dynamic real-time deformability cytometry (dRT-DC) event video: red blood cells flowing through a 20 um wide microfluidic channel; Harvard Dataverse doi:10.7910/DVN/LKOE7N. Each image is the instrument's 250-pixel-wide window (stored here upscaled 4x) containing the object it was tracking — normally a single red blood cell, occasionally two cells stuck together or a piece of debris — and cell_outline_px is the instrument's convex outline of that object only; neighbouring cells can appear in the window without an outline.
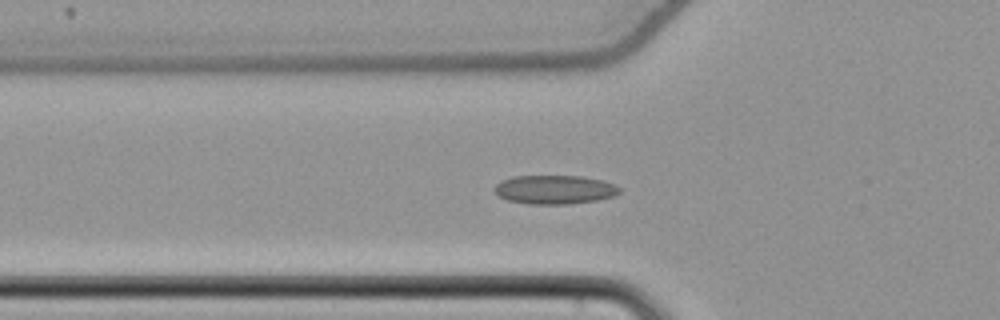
{"species": "common noctule bat (a hibernating species)", "species_latin": "Nyctalus noctula", "temperature_condition": "cold", "stored_images_in_passage": 57, "camera_frame_rate_fps": 3000, "um_per_image_px": 0.085, "animal": {"sex": "female", "body_mass_g": 22.7, "forearm_length_mm": 54.2}, "frame": {"image": 1, "passage_image": 21, "time_ms": 6.667, "image_size_px": [1000, 320], "cell_outline_px": [[620, 192], [616, 196], [596, 200], [568, 204], [528, 204], [508, 200], [500, 196], [492, 188], [500, 180], [512, 176], [580, 176], [600, 180], [616, 184], [620, 188]], "centroid_in_image_um": [47.14, 16.11], "position_along_channel_um": 78.7, "area_um2": 21.1}}
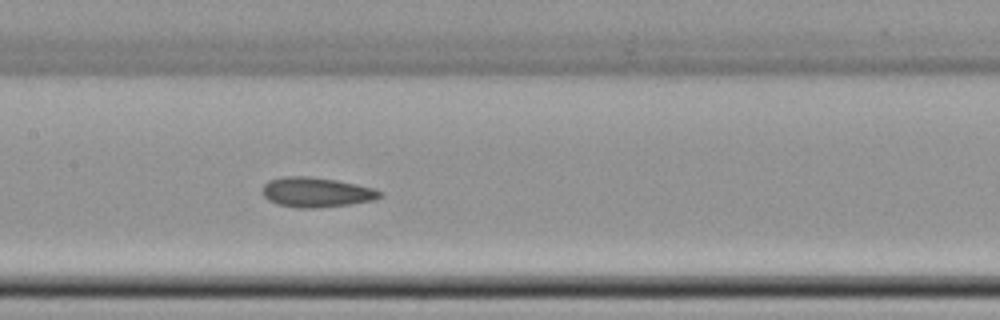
{"frame": {"image": 2, "passage_image": 29, "time_ms": 9.333, "image_size_px": [1000, 320], "cell_outline_px": [[384, 196], [372, 200], [352, 204], [312, 208], [300, 208], [276, 204], [268, 200], [264, 196], [264, 184], [268, 180], [284, 176], [308, 176], [336, 180], [356, 184], [372, 188], [384, 192]], "centroid_in_image_um": [26.9, 16.34], "position_along_channel_um": 180.5, "area_um2": 20.4}}
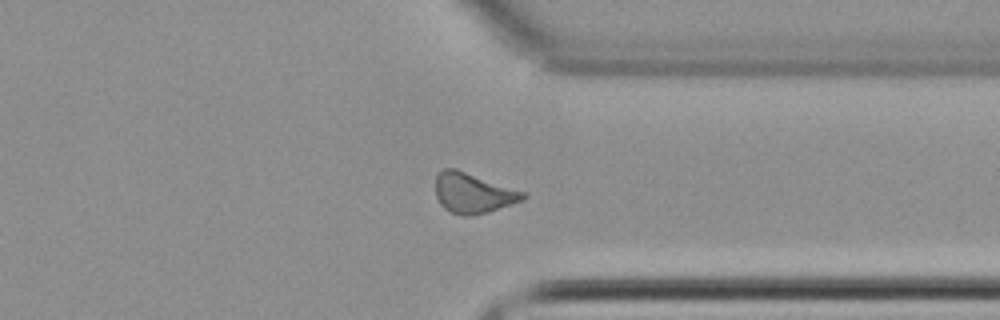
{"frame": {"image": 3, "passage_image": 44, "time_ms": 14.333, "image_size_px": [1000, 320], "cell_outline_px": [[528, 196], [524, 200], [488, 212], [472, 216], [460, 216], [444, 208], [440, 204], [436, 196], [436, 172], [444, 168], [456, 168], [528, 192]], "centroid_in_image_um": [40.24, 16.4], "position_along_channel_um": 371.2, "area_um2": 20.98}, "authors_computed_cell_mechanics": {"area_um2": 20.4034, "velocity_mm_per_s": 3.8254, "shape_relaxation_time_tau1_ms": null, "shape_relaxation_time_tau2_ms": 3.0547, "deformation_change_tau1": null, "deformation_change_tau2": 0.0817}}